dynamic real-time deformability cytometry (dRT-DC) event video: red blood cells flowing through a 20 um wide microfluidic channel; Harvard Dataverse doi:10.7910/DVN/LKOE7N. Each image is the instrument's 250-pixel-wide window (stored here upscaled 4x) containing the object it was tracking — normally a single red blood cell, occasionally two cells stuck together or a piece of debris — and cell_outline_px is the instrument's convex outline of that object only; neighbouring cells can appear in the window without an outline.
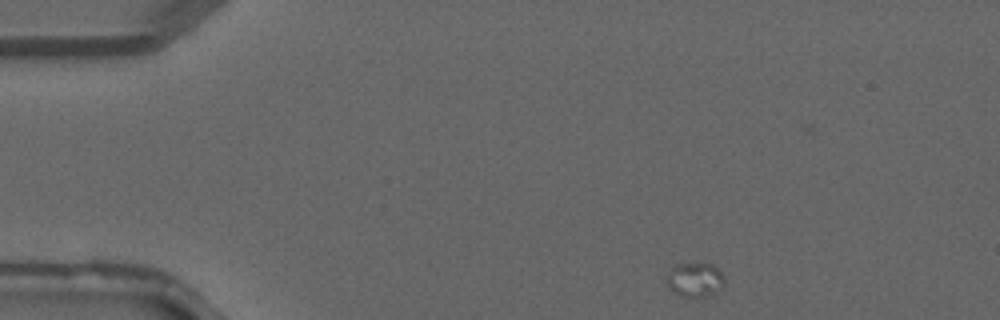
{"species": "common noctule bat (a hibernating species)", "species_latin": "Nyctalus noctula", "temperature_condition": "warm", "stored_images_in_passage": 8, "camera_frame_rate_fps": 3000, "um_per_image_px": 0.085, "animal": {"sex": "male", "forearm_length_mm": 52.5}, "frame": {"image": 1, "passage_image": 1, "time_ms": 0.0, "image_size_px": [1000, 320], "cell_outline_px": [[724, 288], [708, 296], [680, 296], [672, 292], [668, 288], [668, 272], [676, 264], [708, 264], [716, 268], [724, 276]], "centroid_in_image_um": [59.08, 23.8], "position_along_channel_um": 25.9, "area_um2": 11.39}}